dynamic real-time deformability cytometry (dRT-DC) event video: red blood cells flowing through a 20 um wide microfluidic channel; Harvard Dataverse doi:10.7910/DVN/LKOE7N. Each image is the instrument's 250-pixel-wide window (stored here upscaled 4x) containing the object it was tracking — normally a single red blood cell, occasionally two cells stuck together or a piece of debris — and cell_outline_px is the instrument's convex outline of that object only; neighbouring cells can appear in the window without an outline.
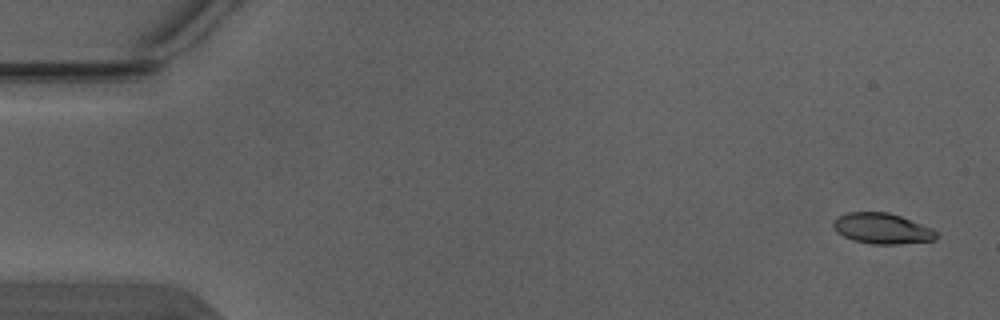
{"species": "Egyptian fruit bat (a non-hibernating species)", "species_latin": "Rousettus aegyptiacus", "temperature_condition": "warm", "stored_images_in_passage": 3, "camera_frame_rate_fps": 3000, "um_per_image_px": 0.085, "animal": {"sex": "male"}, "frame": {"image": 1, "passage_image": 1, "time_ms": 0.0, "image_size_px": [1000, 320], "cell_outline_px": [[940, 236], [936, 240], [900, 244], [872, 244], [852, 240], [836, 232], [832, 228], [832, 220], [836, 216], [848, 212], [888, 212], [900, 216], [932, 228]], "centroid_in_image_um": [74.95, 19.42], "position_along_channel_um": 10.1, "area_um2": 18.67}}